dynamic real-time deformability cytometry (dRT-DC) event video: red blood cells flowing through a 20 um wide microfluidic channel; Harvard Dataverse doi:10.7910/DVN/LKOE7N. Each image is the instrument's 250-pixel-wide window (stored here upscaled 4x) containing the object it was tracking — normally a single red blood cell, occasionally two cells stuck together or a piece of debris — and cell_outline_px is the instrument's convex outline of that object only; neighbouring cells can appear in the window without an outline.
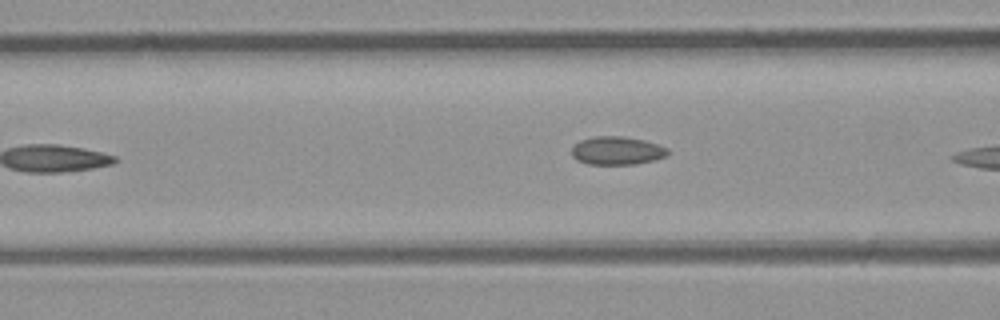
{"species": "common noctule bat (a hibernating species)", "species_latin": "Nyctalus noctula", "temperature_condition": "room temperature", "stored_images_in_passage": 4, "camera_frame_rate_fps": 3000, "um_per_image_px": 0.085, "animal": {"sex": "male", "body_mass_g": 23.1, "forearm_length_mm": 52.7}, "frame": {"image": 1, "passage_image": 3, "time_ms": 2.333, "image_size_px": [1000, 320], "cell_outline_px": [[668, 156], [656, 160], [636, 164], [588, 164], [576, 160], [572, 156], [572, 144], [580, 140], [596, 136], [620, 136], [644, 140], [668, 148]], "centroid_in_image_um": [52.43, 12.81], "position_along_channel_um": 114.2, "area_um2": 15.95}}